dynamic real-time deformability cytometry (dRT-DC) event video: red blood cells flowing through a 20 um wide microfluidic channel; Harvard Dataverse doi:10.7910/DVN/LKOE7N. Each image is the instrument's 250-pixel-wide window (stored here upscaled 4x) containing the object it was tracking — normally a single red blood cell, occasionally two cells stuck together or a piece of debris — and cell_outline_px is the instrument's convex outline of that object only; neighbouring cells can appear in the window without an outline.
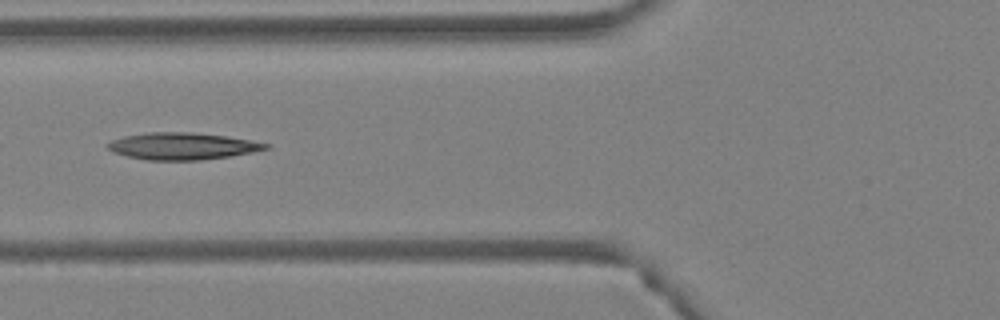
{"species": "Egyptian fruit bat (a non-hibernating species)", "species_latin": "Rousettus aegyptiacus", "temperature_condition": "warm", "stored_images_in_passage": 52, "camera_frame_rate_fps": 3000, "um_per_image_px": 0.085, "animal": {"sex": "female"}, "frame": {"image": 1, "passage_image": 21, "time_ms": 6.667, "image_size_px": [1000, 320], "cell_outline_px": [[272, 144], [268, 148], [252, 152], [232, 156], [200, 160], [144, 160], [112, 152], [104, 144], [112, 140], [124, 136], [148, 132], [192, 132], [228, 136], [252, 140]], "centroid_in_image_um": [15.51, 12.42], "position_along_channel_um": 110.3, "area_um2": 25.03}}
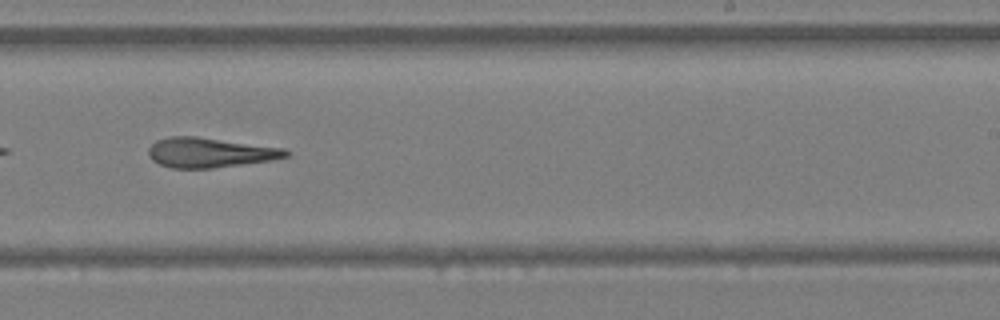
{"frame": {"image": 2, "passage_image": 33, "time_ms": 10.667, "image_size_px": [1000, 320], "cell_outline_px": [[292, 152], [288, 156], [272, 160], [212, 168], [172, 168], [160, 164], [152, 160], [148, 156], [148, 148], [156, 140], [168, 136], [196, 136], [284, 148]], "centroid_in_image_um": [17.82, 12.96], "position_along_channel_um": 271.2, "area_um2": 23.93}}
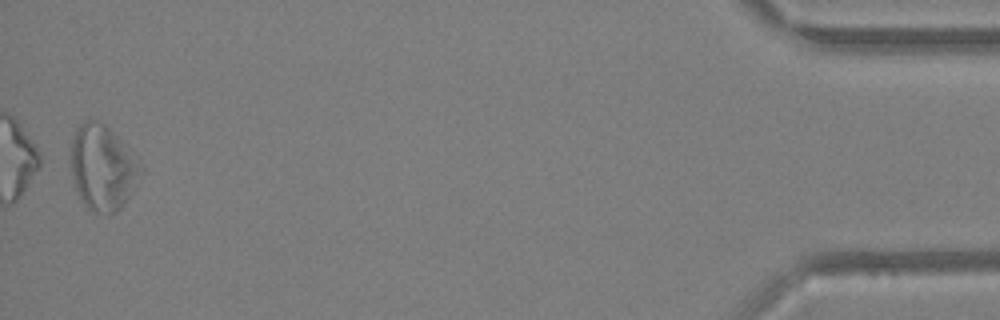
{"frame": {"image": 3, "passage_image": 51, "time_ms": 16.667, "image_size_px": [1000, 320], "cell_outline_px": [[144, 172], [132, 192], [120, 208], [116, 212], [92, 212], [84, 204], [76, 192], [72, 176], [72, 140], [76, 128], [84, 120], [96, 120], [104, 124], [128, 144], [132, 148], [144, 168]], "centroid_in_image_um": [8.78, 14.22], "position_along_channel_um": 426.4, "area_um2": 35.08}}